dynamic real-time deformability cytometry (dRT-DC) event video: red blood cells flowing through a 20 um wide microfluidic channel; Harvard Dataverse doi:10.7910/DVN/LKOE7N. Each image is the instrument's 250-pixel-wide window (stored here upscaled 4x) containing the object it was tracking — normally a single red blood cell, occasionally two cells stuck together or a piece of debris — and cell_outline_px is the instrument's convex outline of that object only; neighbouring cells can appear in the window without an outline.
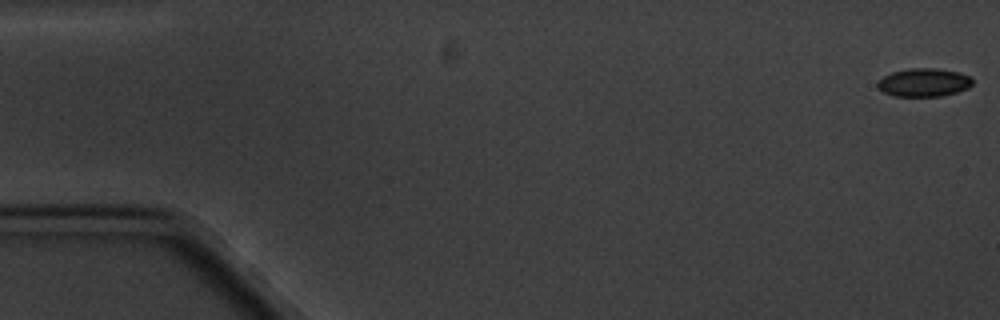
{"species": "common noctule bat (a hibernating species)", "species_latin": "Nyctalus noctula", "temperature_condition": "cold", "stored_images_in_passage": 7, "camera_frame_rate_fps": 3000, "um_per_image_px": 0.085, "animal": {"sex": "male", "body_mass_g": 20.1, "forearm_length_mm": 53.5}, "frame": {"image": 1, "passage_image": 1, "time_ms": 0.0, "image_size_px": [1000, 320], "cell_outline_px": [[972, 84], [968, 88], [956, 92], [940, 96], [892, 96], [884, 92], [876, 84], [884, 76], [892, 72], [912, 68], [936, 68], [960, 72], [972, 76]], "centroid_in_image_um": [78.56, 7.0], "position_along_channel_um": 6.4, "area_um2": 15.61}}
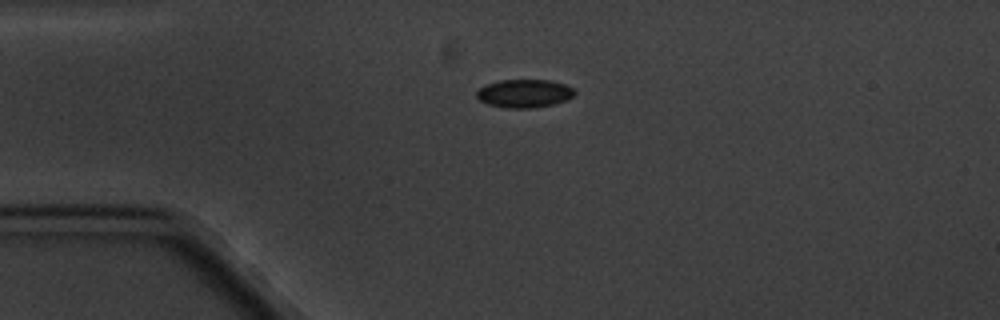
{"frame": {"image": 2, "passage_image": 5, "time_ms": 4.333, "image_size_px": [1000, 320], "cell_outline_px": [[576, 92], [572, 96], [564, 100], [552, 104], [532, 108], [504, 108], [488, 104], [480, 100], [476, 96], [476, 92], [480, 88], [488, 84], [500, 80], [548, 80], [564, 84], [572, 88]], "centroid_in_image_um": [44.54, 7.94], "position_along_channel_um": 40.5, "area_um2": 15.9}}